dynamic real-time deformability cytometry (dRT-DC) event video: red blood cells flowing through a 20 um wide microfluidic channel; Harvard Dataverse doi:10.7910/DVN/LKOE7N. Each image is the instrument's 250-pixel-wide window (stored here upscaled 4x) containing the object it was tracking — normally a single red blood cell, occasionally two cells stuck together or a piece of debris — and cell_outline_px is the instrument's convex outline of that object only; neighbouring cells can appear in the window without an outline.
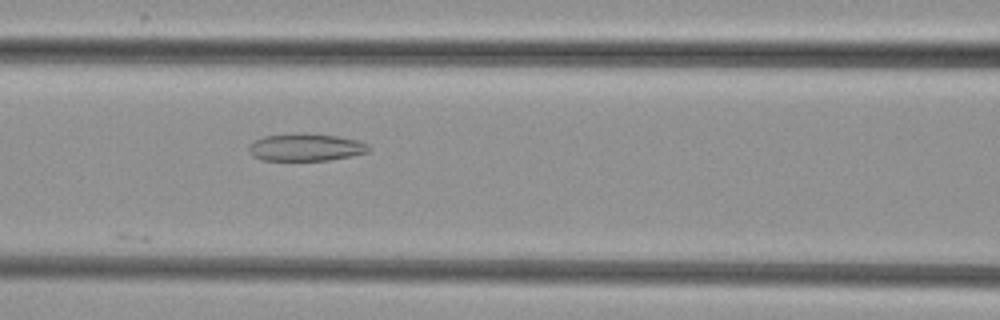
{"species": "common noctule bat (a hibernating species)", "species_latin": "Nyctalus noctula", "temperature_condition": "cold", "stored_images_in_passage": 4, "camera_frame_rate_fps": 3000, "um_per_image_px": 0.085, "animal": {"sex": "female", "body_mass_g": 29.2, "forearm_length_mm": 56.3}, "frame": {"image": 1, "passage_image": 4, "time_ms": 3.667, "image_size_px": [1000, 320], "cell_outline_px": [[368, 152], [352, 156], [328, 160], [260, 160], [252, 156], [248, 148], [256, 140], [264, 136], [304, 132], [336, 136], [360, 140], [368, 144]], "centroid_in_image_um": [26.01, 12.51], "position_along_channel_um": 140.6, "area_um2": 19.19}}